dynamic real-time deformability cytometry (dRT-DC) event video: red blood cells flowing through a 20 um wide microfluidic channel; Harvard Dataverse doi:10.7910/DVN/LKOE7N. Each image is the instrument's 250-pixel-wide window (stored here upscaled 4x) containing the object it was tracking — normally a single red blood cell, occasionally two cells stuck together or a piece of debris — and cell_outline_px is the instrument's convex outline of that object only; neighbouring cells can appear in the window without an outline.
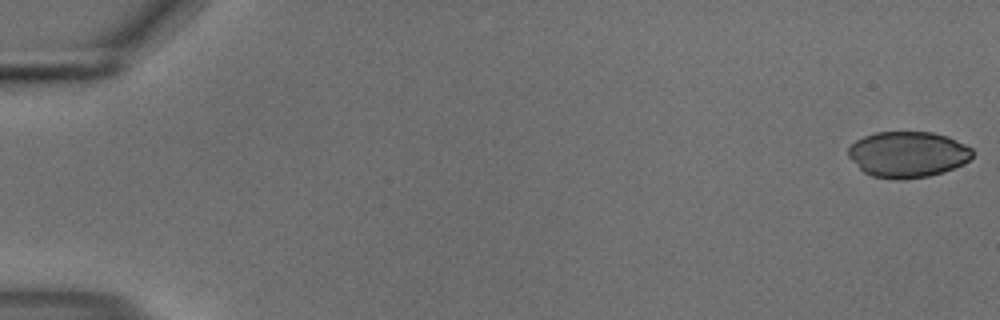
{"species": "common noctule bat (a hibernating species)", "species_latin": "Nyctalus noctula", "temperature_condition": "cold", "stored_images_in_passage": 55, "camera_frame_rate_fps": 3000, "um_per_image_px": 0.085, "animal": {"sex": "male", "body_mass_g": 18.8}, "frame": {"image": 1, "passage_image": 1, "time_ms": 0.0, "image_size_px": [1000, 320], "cell_outline_px": [[972, 156], [964, 164], [944, 172], [928, 176], [872, 176], [864, 172], [848, 156], [848, 148], [856, 140], [864, 136], [876, 132], [932, 132], [948, 136], [972, 148]], "centroid_in_image_um": [77.18, 13.07], "position_along_channel_um": 7.8, "area_um2": 32.43}}